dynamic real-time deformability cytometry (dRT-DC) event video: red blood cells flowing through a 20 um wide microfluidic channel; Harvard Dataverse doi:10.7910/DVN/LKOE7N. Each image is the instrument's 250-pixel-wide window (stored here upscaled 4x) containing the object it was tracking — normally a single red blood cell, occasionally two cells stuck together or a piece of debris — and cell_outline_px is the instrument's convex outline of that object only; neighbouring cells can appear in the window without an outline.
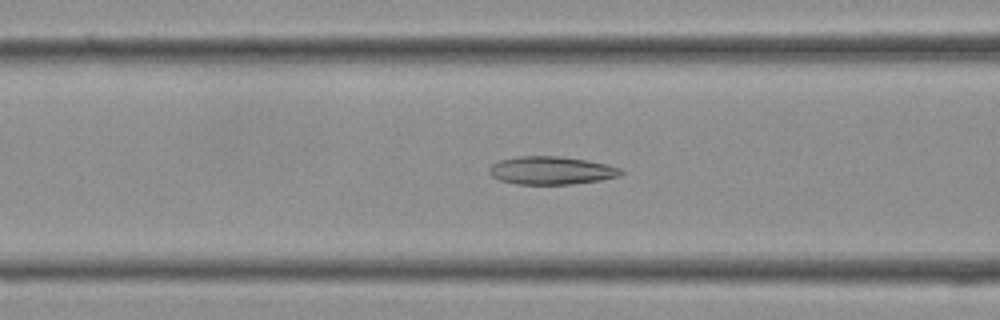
{"species": "Egyptian fruit bat (a non-hibernating species)", "species_latin": "Rousettus aegyptiacus", "temperature_condition": "cold", "stored_images_in_passage": 27, "camera_frame_rate_fps": 3000, "um_per_image_px": 0.085, "frame": {"image": 1, "passage_image": 4, "time_ms": 1.0, "image_size_px": [1000, 320], "cell_outline_px": [[624, 172], [620, 176], [600, 180], [572, 184], [516, 184], [500, 180], [492, 176], [488, 172], [488, 168], [492, 164], [500, 160], [516, 156], [560, 156], [588, 160], [608, 164], [620, 168]], "centroid_in_image_um": [46.86, 14.48], "position_along_channel_um": 119.7, "area_um2": 21.68}}
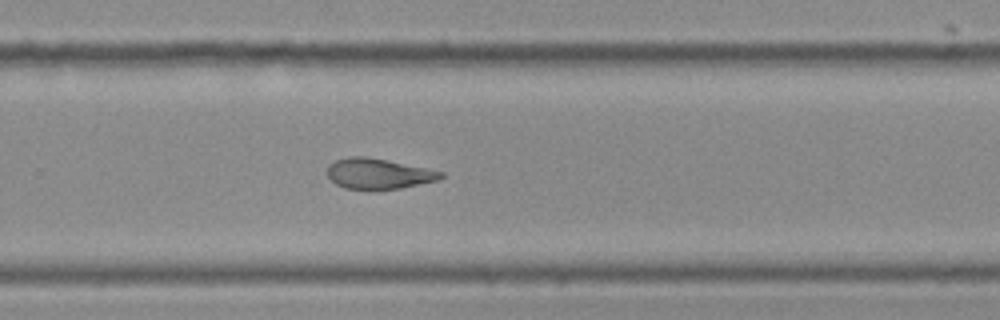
{"frame": {"image": 2, "passage_image": 14, "time_ms": 4.333, "image_size_px": [1000, 320], "cell_outline_px": [[444, 176], [436, 180], [400, 188], [344, 188], [336, 184], [328, 176], [328, 164], [336, 160], [348, 156], [364, 156], [388, 160], [444, 172]], "centroid_in_image_um": [32.14, 14.74], "position_along_channel_um": 297.7, "area_um2": 19.71}}
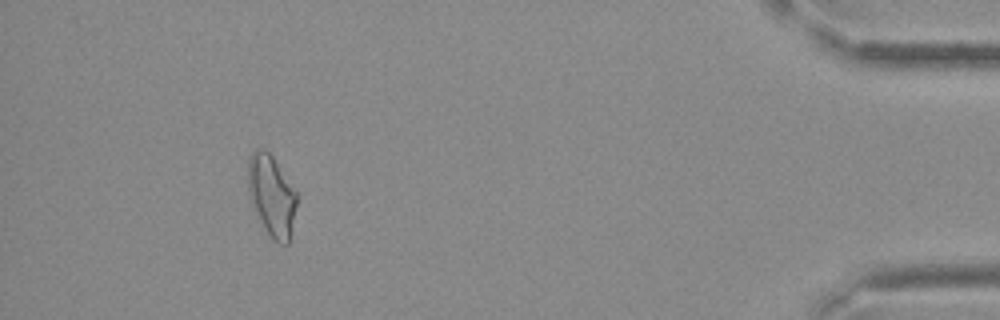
{"frame": {"image": 3, "passage_image": 24, "time_ms": 7.667, "image_size_px": [1000, 320], "cell_outline_px": [[296, 204], [288, 244], [280, 244], [272, 240], [264, 228], [248, 196], [248, 156], [256, 148], [264, 148], [272, 156], [296, 188]], "centroid_in_image_um": [23.07, 16.59], "position_along_channel_um": 412.1, "area_um2": 23.12}}